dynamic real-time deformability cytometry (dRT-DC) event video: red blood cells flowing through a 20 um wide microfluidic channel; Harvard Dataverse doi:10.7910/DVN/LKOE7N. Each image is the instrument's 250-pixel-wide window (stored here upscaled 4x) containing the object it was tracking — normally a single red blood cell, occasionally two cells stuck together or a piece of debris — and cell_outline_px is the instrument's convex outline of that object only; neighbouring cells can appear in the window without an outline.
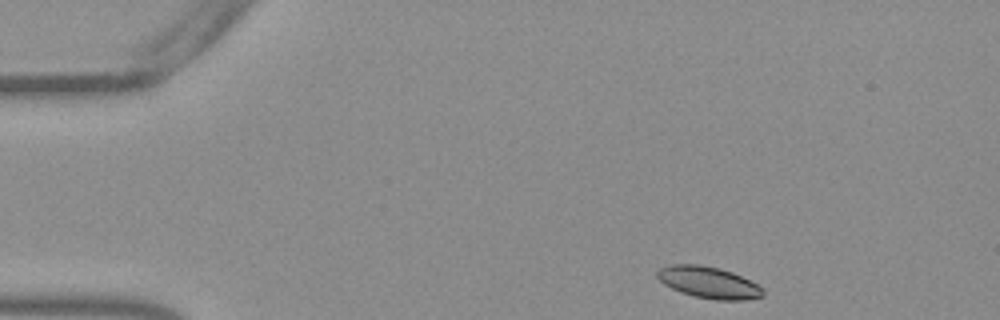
{"species": "Egyptian fruit bat (a non-hibernating species)", "species_latin": "Rousettus aegyptiacus", "temperature_condition": "warm", "stored_images_in_passage": 47, "camera_frame_rate_fps": 3000, "um_per_image_px": 0.085, "frame": {"image": 1, "passage_image": 1, "time_ms": 0.0, "image_size_px": [1000, 320], "cell_outline_px": [[764, 296], [744, 300], [716, 300], [692, 296], [680, 292], [664, 284], [656, 276], [656, 272], [660, 268], [672, 264], [700, 264], [720, 268], [732, 272], [764, 288]], "centroid_in_image_um": [60.23, 24.01], "position_along_channel_um": 24.8, "area_um2": 19.54}}
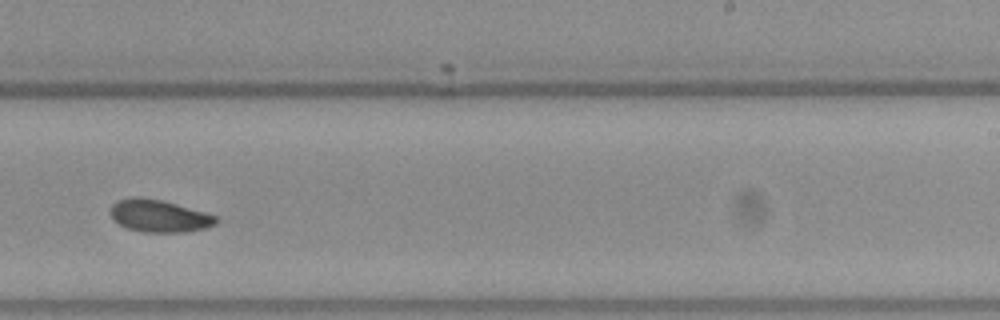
{"frame": {"image": 2, "passage_image": 27, "time_ms": 8.667, "image_size_px": [1000, 320], "cell_outline_px": [[220, 220], [216, 224], [208, 228], [188, 232], [140, 232], [128, 228], [120, 224], [112, 216], [112, 204], [116, 200], [132, 196], [140, 196], [160, 200], [176, 204], [204, 212], [216, 216]], "centroid_in_image_um": [13.56, 18.35], "position_along_channel_um": 275.4, "area_um2": 19.94}}
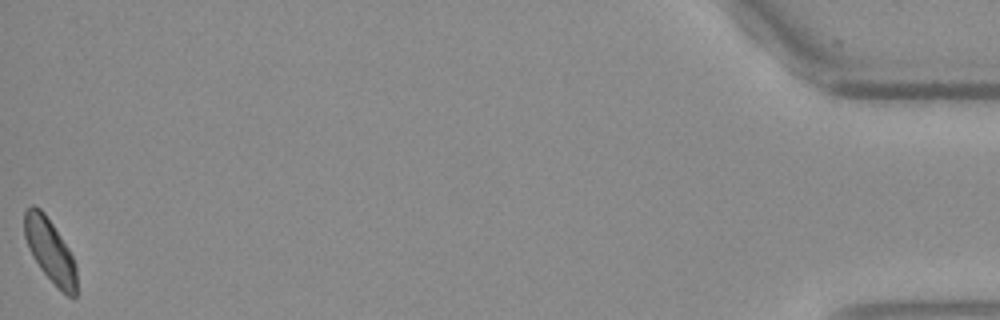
{"frame": {"image": 3, "passage_image": 47, "time_ms": 15.333, "image_size_px": [1000, 320], "cell_outline_px": [[76, 296], [68, 296], [40, 268], [32, 256], [28, 248], [24, 236], [24, 212], [32, 204], [40, 208], [44, 212], [68, 248], [76, 264]], "centroid_in_image_um": [4.23, 21.26], "position_along_channel_um": 431.0, "area_um2": 18.9}, "authors_computed_cell_mechanics": {"area_um2": 19.5364, "velocity_mm_per_s": 3.7862, "shape_relaxation_time_tau1_ms": 8.0084, "shape_relaxation_time_tau2_ms": null, "deformation_change_tau1": 0.1519, "deformation_change_tau2": null}}